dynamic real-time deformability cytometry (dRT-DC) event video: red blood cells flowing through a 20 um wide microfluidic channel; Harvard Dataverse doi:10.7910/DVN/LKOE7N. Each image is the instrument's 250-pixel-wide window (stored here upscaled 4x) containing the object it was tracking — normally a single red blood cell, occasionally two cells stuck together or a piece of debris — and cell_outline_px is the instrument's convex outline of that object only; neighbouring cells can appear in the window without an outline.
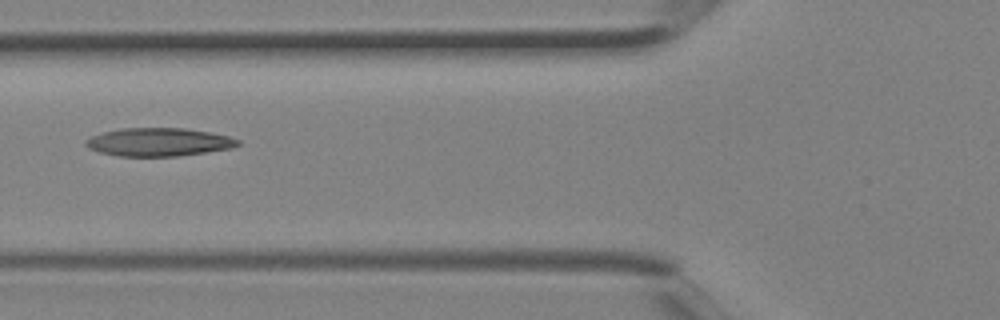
{"species": "Egyptian fruit bat (a non-hibernating species)", "species_latin": "Rousettus aegyptiacus", "temperature_condition": "room temperature", "stored_images_in_passage": 5, "camera_frame_rate_fps": 3000, "um_per_image_px": 0.085, "animal": {"sex": "female"}, "frame": {"image": 1, "passage_image": 5, "time_ms": 1.333, "image_size_px": [1000, 320], "cell_outline_px": [[240, 144], [232, 148], [180, 156], [120, 156], [100, 152], [88, 148], [84, 144], [84, 140], [92, 136], [104, 132], [120, 128], [184, 128], [208, 132], [228, 136], [240, 140]], "centroid_in_image_um": [13.48, 12.07], "position_along_channel_um": 112.3, "area_um2": 24.97}}